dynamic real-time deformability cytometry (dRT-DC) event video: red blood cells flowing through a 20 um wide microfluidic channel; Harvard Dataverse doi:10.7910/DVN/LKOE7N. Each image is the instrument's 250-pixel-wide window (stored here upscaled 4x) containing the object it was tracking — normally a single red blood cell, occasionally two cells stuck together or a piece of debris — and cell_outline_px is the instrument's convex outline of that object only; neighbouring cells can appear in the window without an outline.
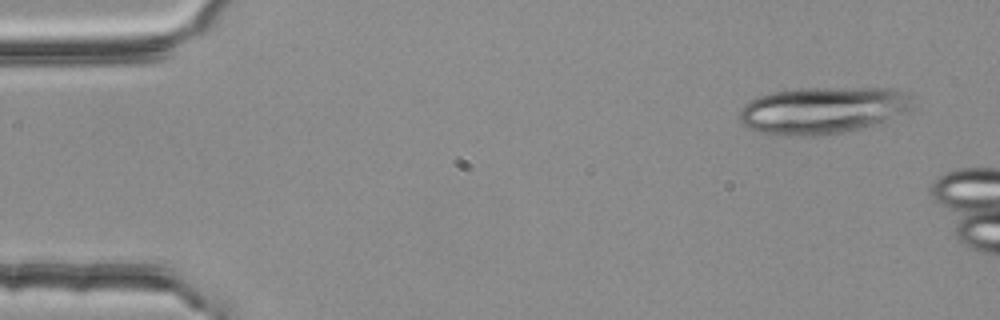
{"species": "common noctule bat (a hibernating species)", "species_latin": "Nyctalus noctula", "temperature_condition": "room temperature", "stored_images_in_passage": 2, "camera_frame_rate_fps": 3000, "um_per_image_px": 0.085, "animal": {"sex": "female", "body_mass_g": 25.1}, "frame": {"image": 1, "passage_image": 1, "time_ms": 0.0, "image_size_px": [1000, 320], "cell_outline_px": [[916, 104], [908, 112], [860, 128], [820, 136], [784, 136], [760, 132], [748, 128], [740, 120], [740, 108], [748, 100], [756, 96], [772, 92], [796, 88], [892, 88], [908, 92]], "centroid_in_image_um": [69.93, 9.35], "position_along_channel_um": 15.1, "area_um2": 47.8}}